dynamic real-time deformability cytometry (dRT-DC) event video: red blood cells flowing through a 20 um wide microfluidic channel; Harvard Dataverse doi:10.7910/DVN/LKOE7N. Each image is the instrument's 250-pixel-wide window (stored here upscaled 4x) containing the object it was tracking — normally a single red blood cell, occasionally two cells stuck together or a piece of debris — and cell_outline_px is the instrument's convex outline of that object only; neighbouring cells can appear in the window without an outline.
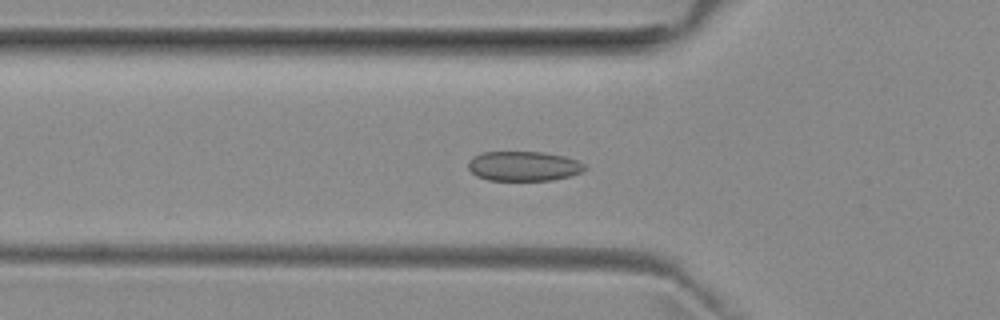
{"species": "common noctule bat (a hibernating species)", "species_latin": "Nyctalus noctula", "temperature_condition": "room temperature", "stored_images_in_passage": 52, "camera_frame_rate_fps": 3000, "um_per_image_px": 0.085, "animal": {"sex": "female", "body_mass_g": 29.2, "forearm_length_mm": 56.3}, "frame": {"image": 1, "passage_image": 17, "time_ms": 5.333, "image_size_px": [1000, 320], "cell_outline_px": [[588, 168], [584, 172], [552, 180], [488, 180], [476, 176], [468, 168], [468, 160], [472, 156], [484, 152], [544, 152], [564, 156], [576, 160], [584, 164]], "centroid_in_image_um": [44.51, 14.12], "position_along_channel_um": 81.3, "area_um2": 20.29}}
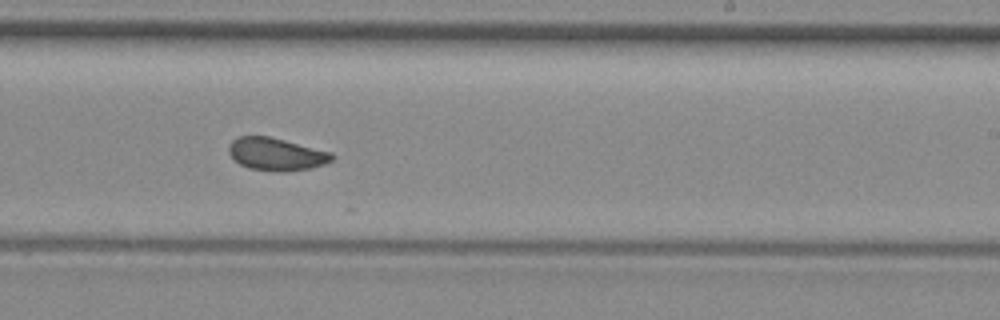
{"frame": {"image": 2, "passage_image": 31, "time_ms": 10.0, "image_size_px": [1000, 320], "cell_outline_px": [[332, 160], [324, 164], [312, 168], [284, 172], [280, 172], [248, 168], [240, 164], [228, 152], [228, 144], [232, 140], [240, 136], [268, 136], [332, 152]], "centroid_in_image_um": [23.46, 13.11], "position_along_channel_um": 265.5, "area_um2": 19.54}}
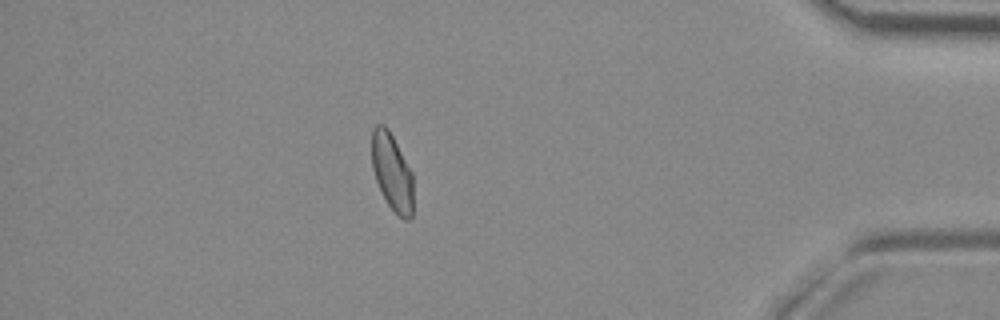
{"frame": {"image": 3, "passage_image": 45, "time_ms": 14.667, "image_size_px": [1000, 320], "cell_outline_px": [[412, 216], [408, 220], [404, 220], [388, 204], [376, 180], [372, 168], [372, 128], [376, 124], [384, 124], [388, 128], [412, 172]], "centroid_in_image_um": [33.31, 14.59], "position_along_channel_um": 401.9, "area_um2": 18.38}}